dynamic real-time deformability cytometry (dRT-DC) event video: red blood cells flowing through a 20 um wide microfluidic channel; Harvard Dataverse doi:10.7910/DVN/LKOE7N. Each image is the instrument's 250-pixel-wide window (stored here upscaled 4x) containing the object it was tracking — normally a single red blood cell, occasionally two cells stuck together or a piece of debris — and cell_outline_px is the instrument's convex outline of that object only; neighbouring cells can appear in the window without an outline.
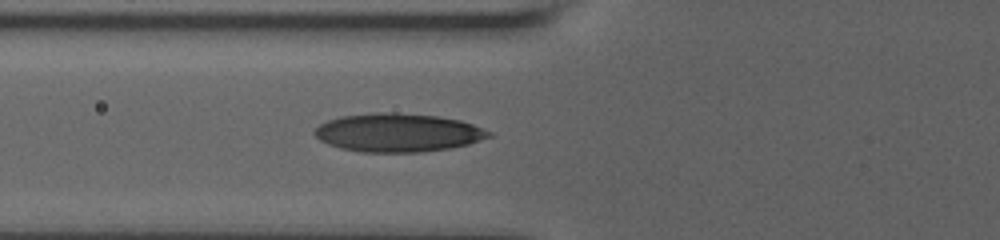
{"species": "human", "species_latin": "Homo sapiens", "temperature_condition": "room temperature", "stored_images_in_passage": 13, "camera_frame_rate_fps": 3000, "um_per_image_px": 0.085, "donor": {"sex": "male"}, "frame": {"image": 1, "passage_image": 10, "time_ms": 7.0, "image_size_px": [1000, 240], "cell_outline_px": [[492, 136], [468, 144], [448, 148], [420, 152], [360, 152], [340, 148], [328, 144], [320, 140], [312, 132], [320, 124], [328, 120], [340, 116], [376, 112], [388, 112], [436, 116], [460, 120], [472, 124], [492, 132]], "centroid_in_image_um": [33.8, 11.27], "position_along_channel_um": 92.0, "area_um2": 38.9}}
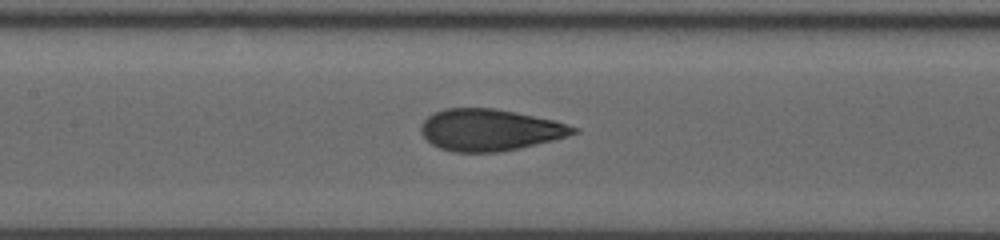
{"frame": {"image": 2, "passage_image": 13, "time_ms": 9.0, "image_size_px": [1000, 240], "cell_outline_px": [[580, 132], [552, 140], [520, 148], [496, 152], [452, 152], [440, 148], [432, 144], [420, 132], [420, 124], [428, 116], [444, 108], [492, 108], [516, 112], [556, 120], [580, 128]], "centroid_in_image_um": [41.65, 11.04], "position_along_channel_um": 165.8, "area_um2": 37.11}}